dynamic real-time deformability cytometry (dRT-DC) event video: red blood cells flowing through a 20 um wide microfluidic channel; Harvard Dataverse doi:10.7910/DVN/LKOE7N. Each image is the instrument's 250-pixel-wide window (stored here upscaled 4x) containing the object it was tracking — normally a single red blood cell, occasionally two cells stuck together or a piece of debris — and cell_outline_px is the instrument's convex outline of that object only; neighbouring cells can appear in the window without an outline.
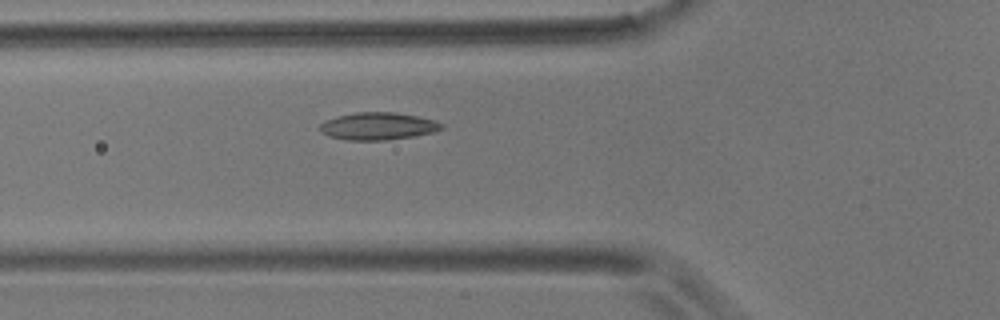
{"species": "common noctule bat (a hibernating species)", "species_latin": "Nyctalus noctula", "temperature_condition": "room temperature", "stored_images_in_passage": 3, "camera_frame_rate_fps": 3000, "um_per_image_px": 0.085, "animal": {"sex": "male", "body_mass_g": 17.9}, "frame": {"image": 1, "passage_image": 3, "time_ms": 2.0, "image_size_px": [1000, 320], "cell_outline_px": [[444, 128], [432, 132], [412, 136], [384, 140], [344, 140], [328, 136], [320, 132], [320, 124], [324, 120], [336, 116], [356, 112], [396, 112], [416, 116], [432, 120], [444, 124]], "centroid_in_image_um": [32.07, 10.72], "position_along_channel_um": 93.7, "area_um2": 19.42}}